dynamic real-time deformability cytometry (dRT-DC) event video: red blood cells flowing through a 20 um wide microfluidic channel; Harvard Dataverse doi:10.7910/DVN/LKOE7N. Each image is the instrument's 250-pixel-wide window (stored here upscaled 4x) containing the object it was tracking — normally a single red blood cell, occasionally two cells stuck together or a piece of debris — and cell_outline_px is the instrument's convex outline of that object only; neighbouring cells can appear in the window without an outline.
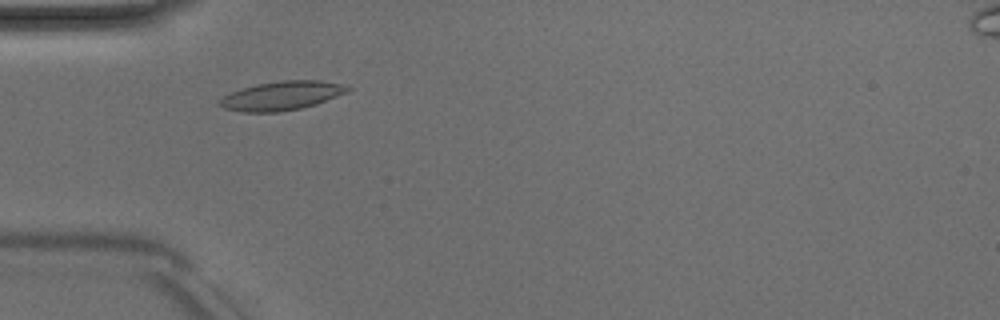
{"species": "Egyptian fruit bat (a non-hibernating species)", "species_latin": "Rousettus aegyptiacus", "temperature_condition": "room temperature", "stored_images_in_passage": 3, "camera_frame_rate_fps": 3000, "um_per_image_px": 0.085, "animal": {"sex": "male"}, "frame": {"image": 1, "passage_image": 3, "time_ms": 2.333, "image_size_px": [1000, 320], "cell_outline_px": [[352, 88], [348, 92], [316, 104], [300, 108], [280, 112], [240, 112], [224, 108], [216, 104], [224, 96], [232, 92], [256, 84], [280, 80], [320, 80], [340, 84]], "centroid_in_image_um": [23.94, 8.14], "position_along_channel_um": 61.1, "area_um2": 21.5}}